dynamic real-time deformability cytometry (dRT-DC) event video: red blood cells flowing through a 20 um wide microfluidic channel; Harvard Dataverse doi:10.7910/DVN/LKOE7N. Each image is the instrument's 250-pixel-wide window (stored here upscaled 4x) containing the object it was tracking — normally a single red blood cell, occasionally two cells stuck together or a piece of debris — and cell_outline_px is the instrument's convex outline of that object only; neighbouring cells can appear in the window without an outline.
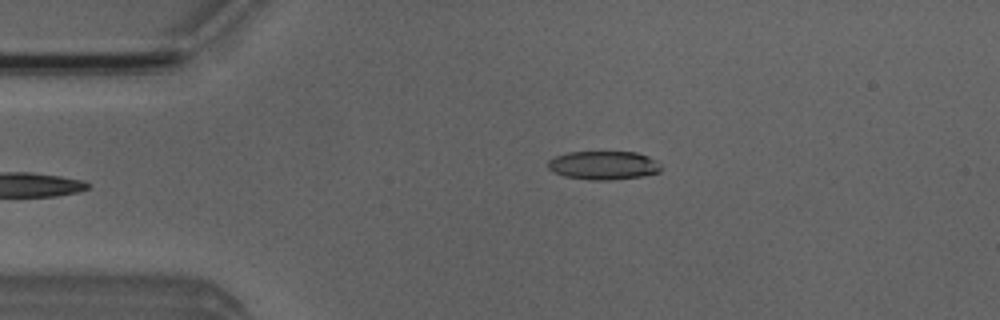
{"species": "Egyptian fruit bat (a non-hibernating species)", "species_latin": "Rousettus aegyptiacus", "temperature_condition": "room temperature", "stored_images_in_passage": 5, "camera_frame_rate_fps": 3000, "um_per_image_px": 0.085, "animal": {"sex": "male"}, "frame": {"image": 1, "passage_image": 5, "time_ms": 4.667, "image_size_px": [1000, 320], "cell_outline_px": [[664, 168], [660, 172], [644, 176], [612, 180], [588, 180], [564, 176], [552, 172], [548, 168], [548, 160], [556, 156], [568, 152], [636, 152], [648, 156], [656, 160]], "centroid_in_image_um": [51.32, 14.06], "position_along_channel_um": 33.7, "area_um2": 19.13}}